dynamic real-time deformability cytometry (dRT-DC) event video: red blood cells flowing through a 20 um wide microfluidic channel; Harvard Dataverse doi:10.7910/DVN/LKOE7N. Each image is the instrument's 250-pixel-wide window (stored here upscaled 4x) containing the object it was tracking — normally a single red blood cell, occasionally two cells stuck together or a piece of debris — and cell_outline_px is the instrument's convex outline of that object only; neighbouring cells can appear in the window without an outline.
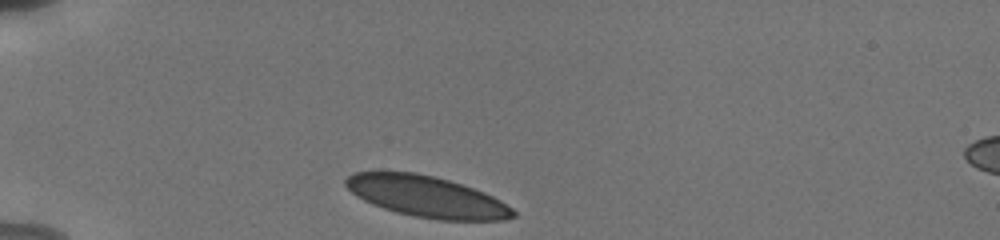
{"species": "human", "species_latin": "Homo sapiens", "temperature_condition": "cold", "stored_images_in_passage": 33, "camera_frame_rate_fps": 3000, "um_per_image_px": 0.085, "donor": {"sex": "male"}, "frame": {"image": 1, "passage_image": 1, "time_ms": 0.0, "image_size_px": [1000, 240], "cell_outline_px": [[516, 216], [504, 220], [440, 220], [416, 216], [396, 212], [372, 204], [356, 196], [344, 184], [344, 180], [348, 176], [356, 172], [416, 172], [448, 180], [484, 192], [500, 200], [512, 208], [516, 212]], "centroid_in_image_um": [36.27, 16.71], "position_along_channel_um": 48.7, "area_um2": 39.77}}
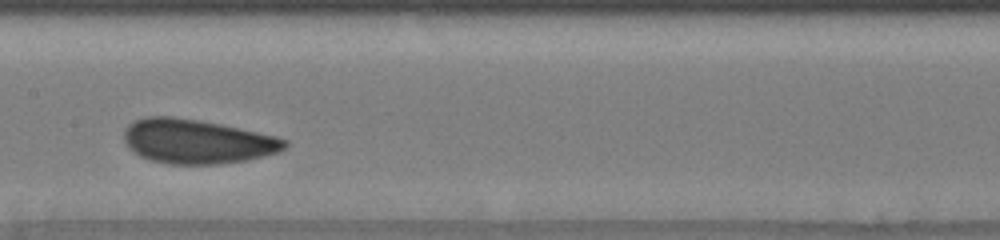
{"frame": {"image": 2, "passage_image": 15, "time_ms": 4.667, "image_size_px": [1000, 240], "cell_outline_px": [[288, 144], [284, 148], [276, 152], [264, 156], [248, 160], [220, 164], [168, 164], [152, 160], [140, 156], [132, 152], [128, 148], [124, 140], [124, 128], [128, 124], [144, 116], [172, 116], [200, 120], [220, 124], [276, 136], [288, 140]], "centroid_in_image_um": [16.71, 12.02], "position_along_channel_um": 190.7, "area_um2": 41.67}}
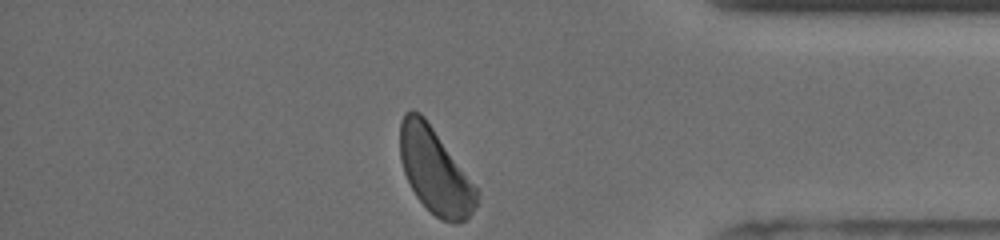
{"frame": {"image": 3, "passage_image": 33, "time_ms": 10.667, "image_size_px": [1000, 240], "cell_outline_px": [[480, 192], [476, 204], [468, 216], [464, 220], [456, 224], [452, 224], [440, 220], [416, 196], [404, 172], [400, 160], [400, 120], [404, 112], [412, 108], [420, 112], [424, 116]], "centroid_in_image_um": [36.95, 14.5], "position_along_channel_um": 398.2, "area_um2": 37.86}, "authors_computed_cell_mechanics": {"area_um2": 40.749, "velocity_mm_per_s": 3.7615, "shape_relaxation_time_tau1_ms": 6.2617, "shape_relaxation_time_tau2_ms": 1.0592, "deformation_change_tau1": 0.1071, "deformation_change_tau2": 0.0553}}